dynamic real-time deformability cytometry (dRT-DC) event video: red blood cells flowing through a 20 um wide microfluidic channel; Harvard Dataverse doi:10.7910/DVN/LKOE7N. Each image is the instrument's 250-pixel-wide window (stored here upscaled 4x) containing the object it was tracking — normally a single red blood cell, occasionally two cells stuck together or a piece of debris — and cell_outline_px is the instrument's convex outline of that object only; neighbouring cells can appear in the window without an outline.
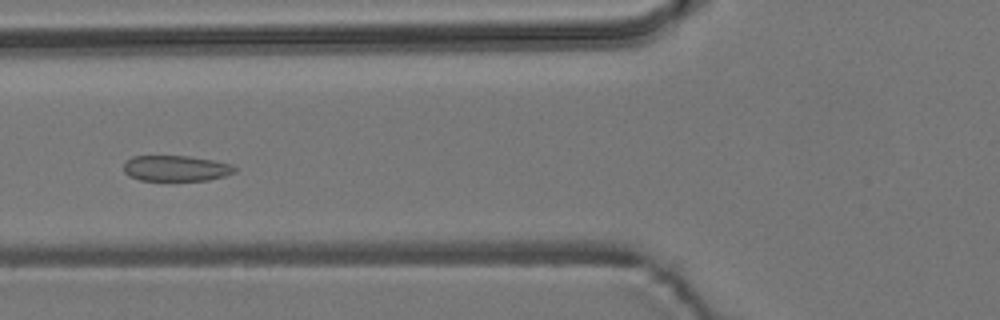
{"species": "common noctule bat (a hibernating species)", "species_latin": "Nyctalus noctula", "temperature_condition": "room temperature", "stored_images_in_passage": 7, "camera_frame_rate_fps": 3000, "um_per_image_px": 0.085, "animal": {"sex": "male", "body_mass_g": 19.2, "forearm_length_mm": 51.8}, "frame": {"image": 1, "passage_image": 5, "time_ms": 1.333, "image_size_px": [1000, 320], "cell_outline_px": [[236, 172], [224, 176], [208, 180], [140, 180], [128, 176], [124, 172], [124, 164], [132, 156], [188, 156], [212, 160], [232, 164], [236, 168]], "centroid_in_image_um": [14.96, 14.31], "position_along_channel_um": 110.8, "area_um2": 16.59}}
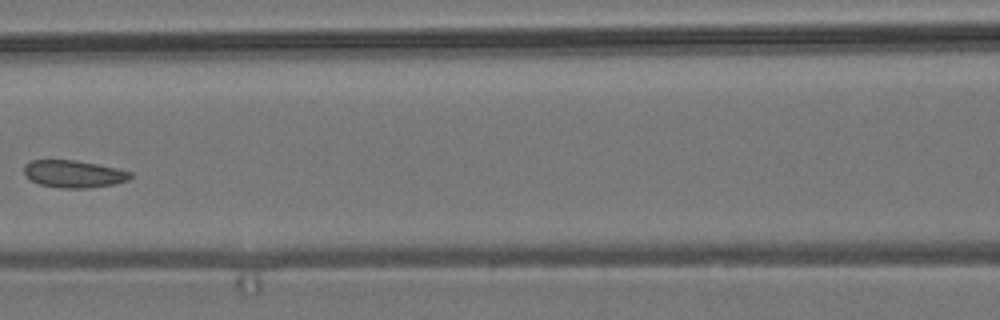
{"frame": {"image": 2, "passage_image": 6, "time_ms": 1.667, "image_size_px": [1000, 320], "cell_outline_px": [[132, 176], [128, 180], [112, 184], [88, 188], [60, 188], [40, 184], [32, 180], [24, 172], [24, 164], [32, 160], [76, 160], [116, 168], [132, 172]], "centroid_in_image_um": [6.27, 14.78], "position_along_channel_um": 160.3, "area_um2": 16.76}}
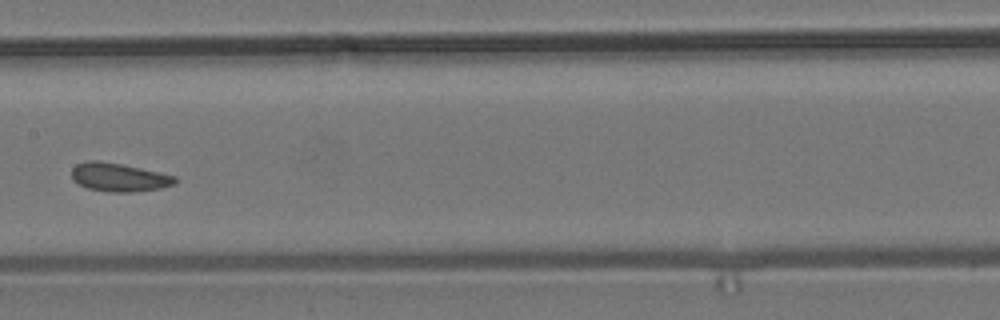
{"frame": {"image": 3, "passage_image": 7, "time_ms": 2.0, "image_size_px": [1000, 320], "cell_outline_px": [[180, 180], [176, 184], [160, 188], [132, 192], [108, 192], [88, 188], [76, 184], [72, 180], [72, 168], [76, 164], [88, 160], [100, 160], [124, 164], [176, 176]], "centroid_in_image_um": [10.11, 15.06], "position_along_channel_um": 197.3, "area_um2": 17.51}}